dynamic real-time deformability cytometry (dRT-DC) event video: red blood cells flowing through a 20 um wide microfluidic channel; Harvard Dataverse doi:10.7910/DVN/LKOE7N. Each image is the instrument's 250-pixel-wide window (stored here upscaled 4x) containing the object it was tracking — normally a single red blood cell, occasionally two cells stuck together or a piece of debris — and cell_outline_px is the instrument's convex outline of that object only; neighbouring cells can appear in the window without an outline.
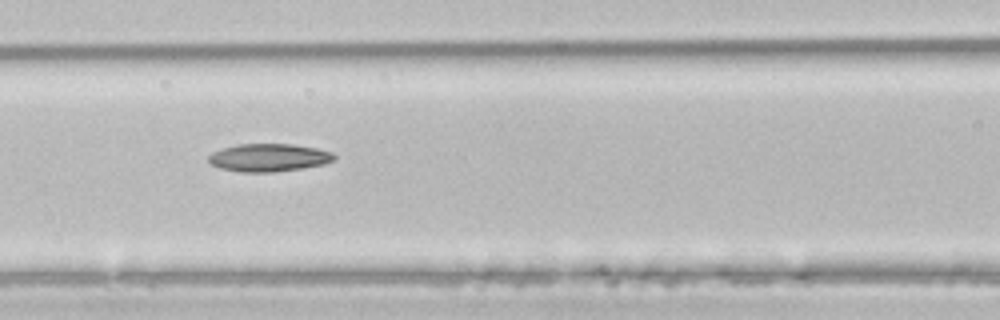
{"species": "common noctule bat (a hibernating species)", "species_latin": "Nyctalus noctula", "temperature_condition": "room temperature", "stored_images_in_passage": 6, "camera_frame_rate_fps": 3000, "um_per_image_px": 0.085, "animal": {"sex": "male", "body_mass_g": 21.5, "forearm_length_mm": 52.0}, "frame": {"image": 1, "passage_image": 4, "time_ms": 1.0, "image_size_px": [1000, 320], "cell_outline_px": [[336, 160], [324, 164], [300, 168], [272, 172], [240, 172], [220, 168], [212, 164], [208, 160], [208, 156], [212, 152], [220, 148], [240, 144], [292, 144], [316, 148], [332, 152], [336, 156]], "centroid_in_image_um": [22.84, 13.39], "position_along_channel_um": 143.8, "area_um2": 20.4}}
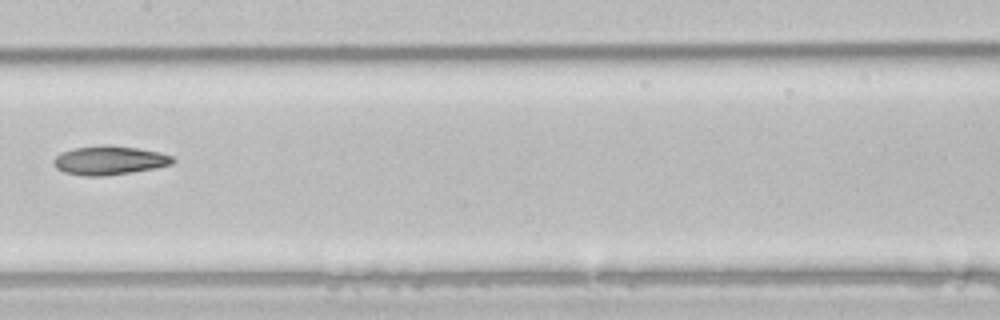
{"frame": {"image": 2, "passage_image": 5, "time_ms": 1.333, "image_size_px": [1000, 320], "cell_outline_px": [[176, 160], [172, 164], [156, 168], [132, 172], [104, 176], [84, 176], [64, 172], [56, 168], [52, 164], [52, 160], [60, 152], [72, 148], [108, 144], [136, 148], [160, 152], [172, 156]], "centroid_in_image_um": [9.27, 13.63], "position_along_channel_um": 198.1, "area_um2": 20.29}}
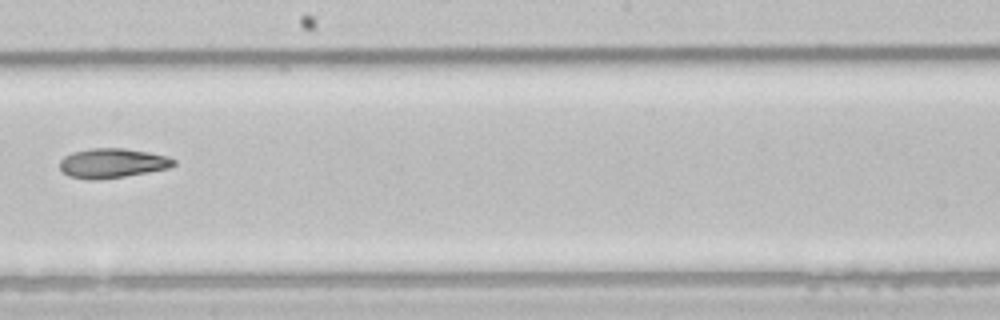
{"frame": {"image": 3, "passage_image": 6, "time_ms": 1.667, "image_size_px": [1000, 320], "cell_outline_px": [[176, 164], [168, 168], [124, 176], [96, 180], [88, 180], [68, 176], [60, 168], [60, 160], [64, 156], [72, 152], [92, 148], [124, 148], [148, 152], [168, 156], [176, 160]], "centroid_in_image_um": [9.53, 13.86], "position_along_channel_um": 238.7, "area_um2": 19.59}}